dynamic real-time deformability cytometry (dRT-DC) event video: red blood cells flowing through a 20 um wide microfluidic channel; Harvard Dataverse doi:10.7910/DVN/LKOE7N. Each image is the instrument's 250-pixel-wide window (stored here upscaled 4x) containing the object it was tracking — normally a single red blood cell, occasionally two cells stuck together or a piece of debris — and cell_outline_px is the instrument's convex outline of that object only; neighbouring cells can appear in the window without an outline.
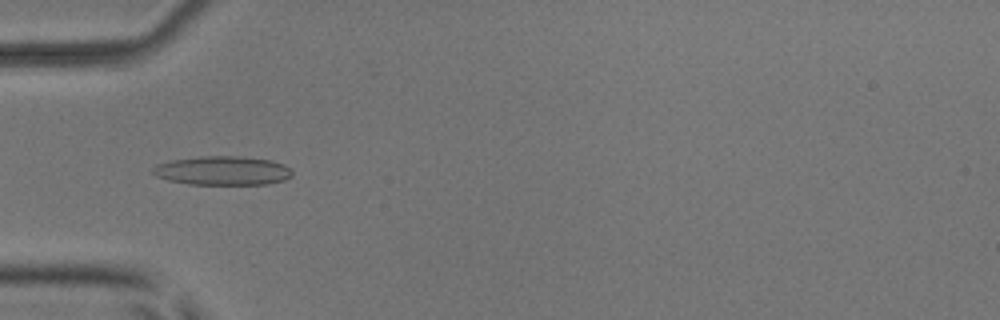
{"species": "common noctule bat (a hibernating species)", "species_latin": "Nyctalus noctula", "temperature_condition": "room temperature", "stored_images_in_passage": 5, "camera_frame_rate_fps": 3000, "um_per_image_px": 0.085, "animal": {"sex": "male", "body_mass_g": 17.9, "forearm_length_mm": 54.2}, "frame": {"image": 1, "passage_image": 3, "time_ms": 2.0, "image_size_px": [1000, 320], "cell_outline_px": [[292, 176], [284, 180], [268, 184], [188, 184], [168, 180], [156, 176], [152, 172], [152, 168], [156, 164], [168, 160], [200, 156], [236, 156], [272, 160], [284, 164], [292, 172]], "centroid_in_image_um": [18.89, 14.5], "position_along_channel_um": 66.1, "area_um2": 23.64}}
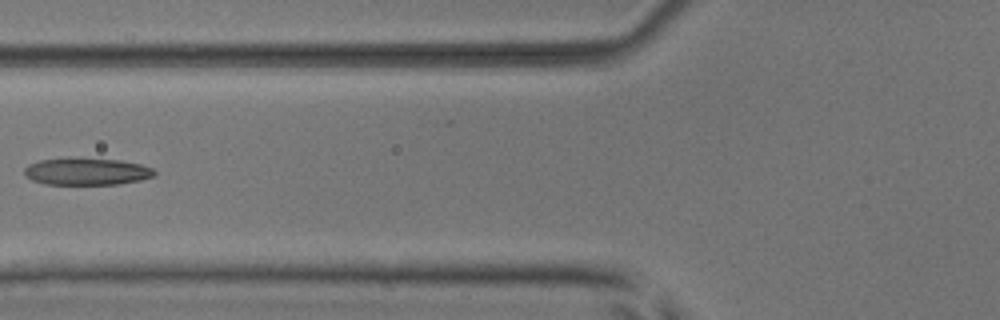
{"frame": {"image": 2, "passage_image": 4, "time_ms": 3.333, "image_size_px": [1000, 320], "cell_outline_px": [[156, 172], [152, 176], [140, 180], [116, 184], [44, 184], [32, 180], [24, 176], [24, 168], [28, 164], [40, 160], [68, 156], [80, 156], [120, 160], [140, 164], [152, 168]], "centroid_in_image_um": [7.3, 14.54], "position_along_channel_um": 118.5, "area_um2": 21.1}}
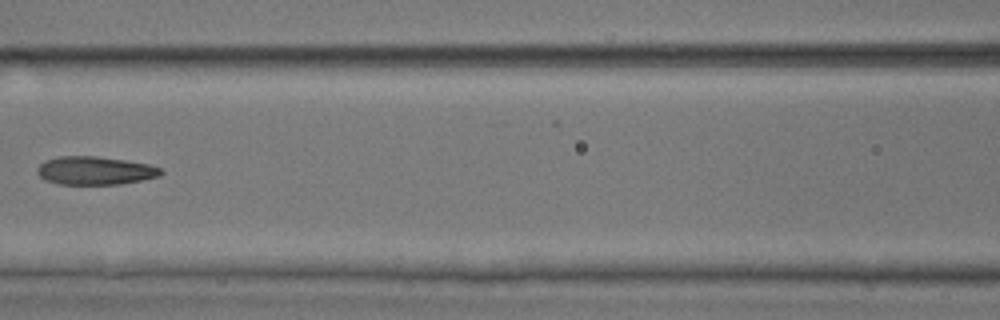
{"frame": {"image": 3, "passage_image": 5, "time_ms": 4.333, "image_size_px": [1000, 320], "cell_outline_px": [[164, 172], [160, 176], [120, 184], [56, 184], [44, 180], [36, 172], [36, 168], [44, 160], [56, 156], [96, 156], [124, 160], [148, 164], [160, 168]], "centroid_in_image_um": [8.02, 14.5], "position_along_channel_um": 158.6, "area_um2": 20.46}}